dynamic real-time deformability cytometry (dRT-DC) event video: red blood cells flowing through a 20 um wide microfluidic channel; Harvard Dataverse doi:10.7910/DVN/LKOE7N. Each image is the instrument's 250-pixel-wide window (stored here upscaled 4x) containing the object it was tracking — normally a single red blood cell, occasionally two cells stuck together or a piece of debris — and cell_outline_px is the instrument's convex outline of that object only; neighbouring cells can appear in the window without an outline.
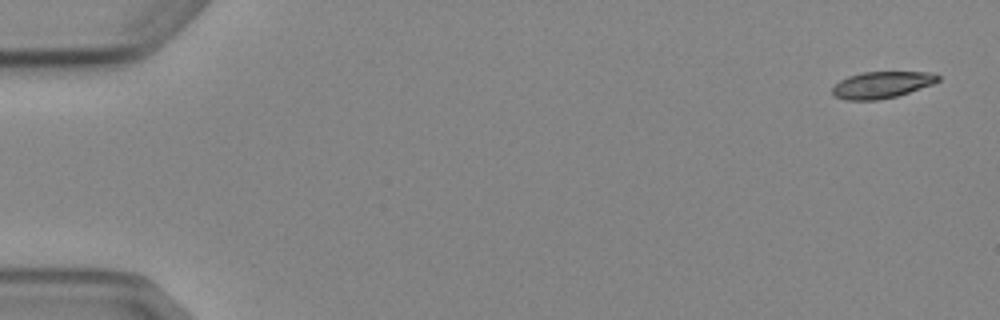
{"species": "Egyptian fruit bat (a non-hibernating species)", "species_latin": "Rousettus aegyptiacus", "temperature_condition": "cold", "stored_images_in_passage": 5, "camera_frame_rate_fps": 3000, "um_per_image_px": 0.085, "animal": {"sex": "female"}, "frame": {"image": 1, "passage_image": 1, "time_ms": 0.0, "image_size_px": [1000, 320], "cell_outline_px": [[940, 80], [932, 84], [896, 96], [876, 100], [848, 100], [832, 96], [832, 88], [840, 80], [848, 76], [860, 72], [932, 72], [940, 76]], "centroid_in_image_um": [74.92, 7.2], "position_along_channel_um": 10.1, "area_um2": 16.36}}
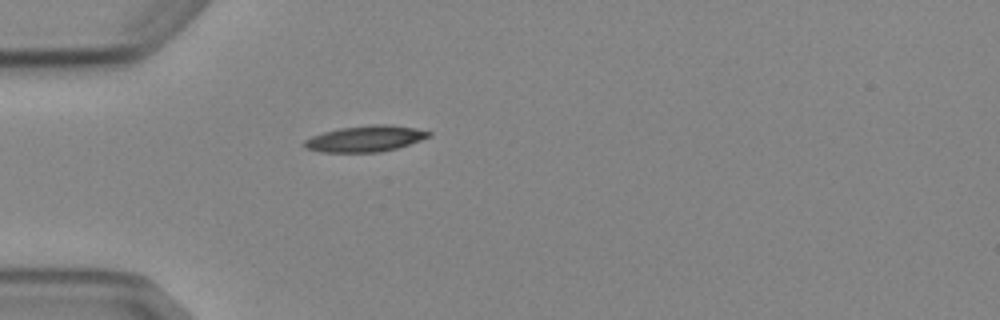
{"frame": {"image": 2, "passage_image": 5, "time_ms": 4.667, "image_size_px": [1000, 320], "cell_outline_px": [[432, 136], [396, 148], [380, 152], [320, 152], [304, 148], [300, 144], [304, 140], [312, 136], [324, 132], [340, 128], [372, 124], [388, 124], [416, 128], [432, 132]], "centroid_in_image_um": [31.02, 11.79], "position_along_channel_um": 54.0, "area_um2": 19.02}}